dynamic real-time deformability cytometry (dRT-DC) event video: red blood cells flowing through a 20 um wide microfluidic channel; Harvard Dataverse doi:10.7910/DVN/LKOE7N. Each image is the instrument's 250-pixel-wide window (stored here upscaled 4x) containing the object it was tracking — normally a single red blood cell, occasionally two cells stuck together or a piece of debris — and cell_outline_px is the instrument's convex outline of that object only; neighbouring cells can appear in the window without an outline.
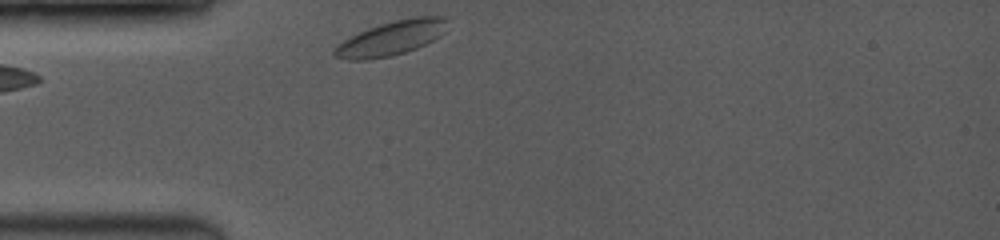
{"species": "common noctule bat (a hibernating species)", "species_latin": "Nyctalus noctula", "temperature_condition": "room temperature", "stored_images_in_passage": 27, "camera_frame_rate_fps": 3500, "um_per_image_px": 0.085, "animal": {"sex": "female", "body_mass_g": 19.0, "forearm_length_mm": 53.3}, "frame": {"image": 1, "passage_image": 1, "time_ms": 0.0, "image_size_px": [1000, 240], "cell_outline_px": [[448, 20], [444, 32], [440, 36], [416, 48], [404, 52], [388, 56], [368, 60], [348, 60], [332, 56], [332, 48], [344, 40], [368, 28], [380, 24], [396, 20], [416, 16], [444, 16]], "centroid_in_image_um": [33.23, 3.25], "position_along_channel_um": 51.8, "area_um2": 22.48}}
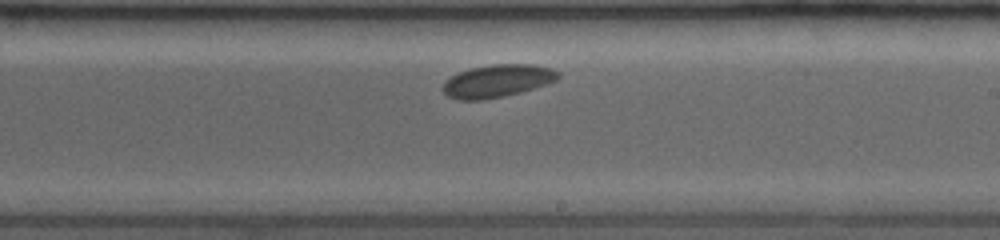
{"frame": {"image": 2, "passage_image": 16, "time_ms": 5.429, "image_size_px": [1000, 240], "cell_outline_px": [[560, 76], [556, 80], [548, 84], [520, 92], [504, 96], [484, 100], [456, 100], [448, 96], [440, 88], [444, 80], [468, 68], [492, 64], [532, 64], [552, 68], [560, 72]], "centroid_in_image_um": [42.26, 6.88], "position_along_channel_um": 246.7, "area_um2": 22.25}}
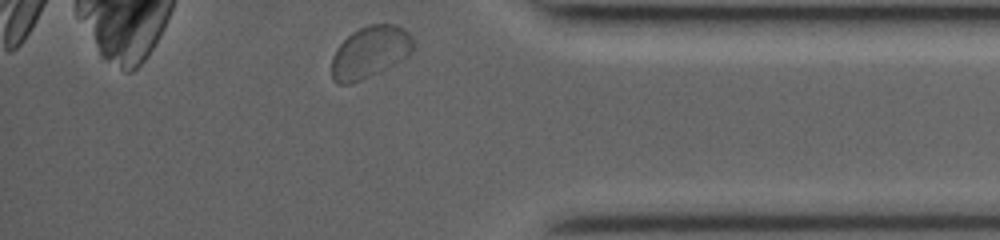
{"frame": {"image": 3, "passage_image": 27, "time_ms": 9.714, "image_size_px": [1000, 240], "cell_outline_px": [[412, 52], [408, 56], [352, 84], [336, 84], [332, 76], [332, 56], [336, 48], [352, 32], [360, 28], [372, 24], [396, 24], [404, 28], [412, 36]], "centroid_in_image_um": [31.43, 4.41], "position_along_channel_um": 403.8, "area_um2": 24.28}, "authors_computed_cell_mechanics": {"area_um2": 21.964, "velocity_mm_per_s": 3.7796, "shape_relaxation_time_tau1_ms": 1.3204, "shape_relaxation_time_tau2_ms": 2.1277, "deformation_change_tau1": 0.0334, "deformation_change_tau2": 0.0339}}